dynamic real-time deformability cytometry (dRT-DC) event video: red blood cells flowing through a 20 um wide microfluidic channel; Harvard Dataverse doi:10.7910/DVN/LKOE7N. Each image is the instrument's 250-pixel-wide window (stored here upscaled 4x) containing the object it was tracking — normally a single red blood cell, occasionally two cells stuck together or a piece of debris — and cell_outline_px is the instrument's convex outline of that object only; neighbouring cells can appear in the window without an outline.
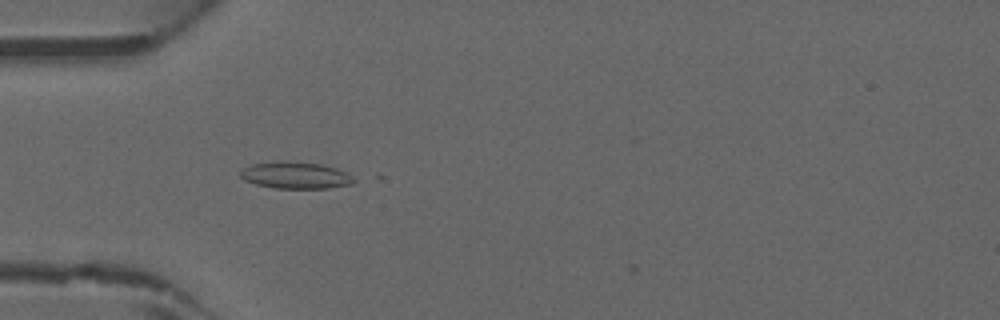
{"species": "common noctule bat (a hibernating species)", "species_latin": "Nyctalus noctula", "temperature_condition": "warm", "stored_images_in_passage": 42, "camera_frame_rate_fps": 3000, "um_per_image_px": 0.085, "animal": {"sex": "male", "forearm_length_mm": 52.5}, "frame": {"image": 1, "passage_image": 14, "time_ms": 4.333, "image_size_px": [1000, 320], "cell_outline_px": [[356, 180], [352, 184], [328, 188], [276, 188], [256, 184], [244, 180], [240, 176], [240, 172], [244, 168], [252, 164], [320, 164], [336, 168], [348, 172]], "centroid_in_image_um": [25.19, 14.95], "position_along_channel_um": 59.8, "area_um2": 16.76}}
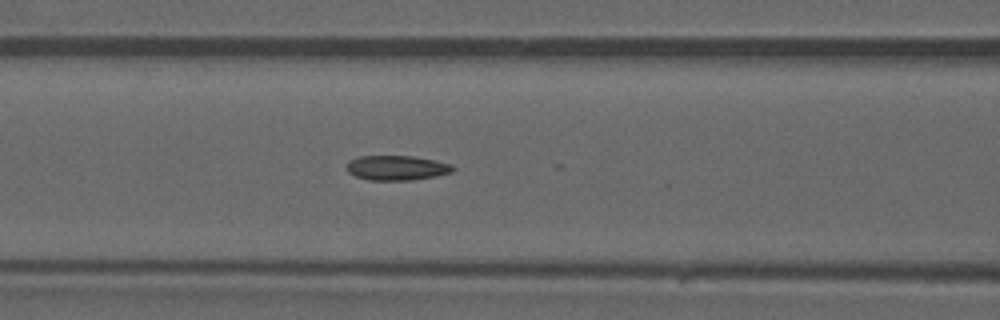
{"frame": {"image": 2, "passage_image": 19, "time_ms": 6.0, "image_size_px": [1000, 320], "cell_outline_px": [[456, 168], [452, 172], [436, 176], [412, 180], [368, 180], [356, 176], [348, 172], [344, 168], [344, 164], [348, 160], [360, 156], [416, 156], [452, 164]], "centroid_in_image_um": [33.69, 14.26], "position_along_channel_um": 132.9, "area_um2": 15.61}}
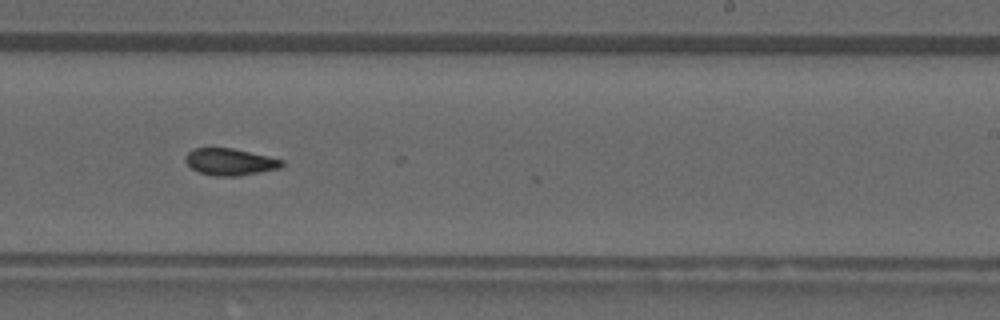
{"frame": {"image": 3, "passage_image": 28, "time_ms": 9.0, "image_size_px": [1000, 320], "cell_outline_px": [[284, 164], [280, 168], [236, 176], [216, 176], [200, 172], [192, 168], [184, 160], [184, 156], [192, 148], [232, 148], [268, 156], [284, 160]], "centroid_in_image_um": [19.53, 13.75], "position_along_channel_um": 269.5, "area_um2": 14.97}}